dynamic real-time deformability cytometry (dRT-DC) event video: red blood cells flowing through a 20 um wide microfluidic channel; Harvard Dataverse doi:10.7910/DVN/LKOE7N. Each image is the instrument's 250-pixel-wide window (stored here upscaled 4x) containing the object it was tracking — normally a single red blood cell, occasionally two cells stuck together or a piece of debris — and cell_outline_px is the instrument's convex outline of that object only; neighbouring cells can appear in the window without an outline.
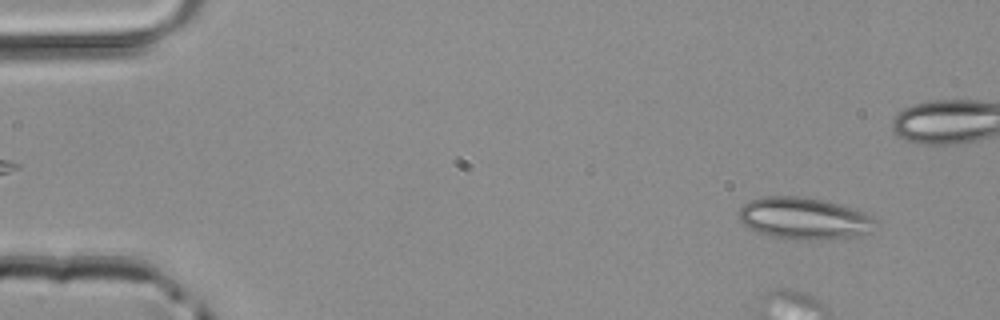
{"species": "common noctule bat (a hibernating species)", "species_latin": "Nyctalus noctula", "temperature_condition": "room temperature", "stored_images_in_passage": 50, "segment_of_instrument_passage": [1, 2], "camera_frame_rate_fps": 3000, "um_per_image_px": 0.085, "animal": {"sex": "male", "body_mass_g": 20.4}, "frame": {"image": 1, "passage_image": 4, "time_ms": 1.0, "image_size_px": [1000, 320], "cell_outline_px": [[876, 220], [872, 232], [860, 236], [820, 240], [784, 240], [756, 232], [744, 224], [740, 220], [740, 208], [744, 204], [760, 196], [800, 196], [840, 204], [864, 212], [872, 216]], "centroid_in_image_um": [68.37, 18.59], "position_along_channel_um": 16.6, "area_um2": 33.7}}